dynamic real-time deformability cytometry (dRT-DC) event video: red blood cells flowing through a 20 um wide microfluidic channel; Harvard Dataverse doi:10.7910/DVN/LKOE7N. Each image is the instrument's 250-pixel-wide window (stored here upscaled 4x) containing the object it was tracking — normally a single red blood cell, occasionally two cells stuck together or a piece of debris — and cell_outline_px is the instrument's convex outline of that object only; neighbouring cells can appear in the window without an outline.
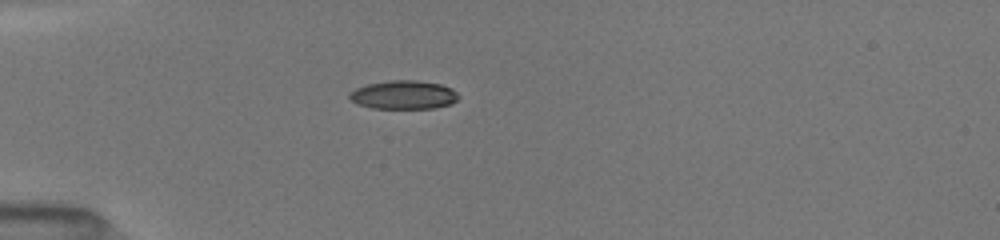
{"species": "common noctule bat (a hibernating species)", "species_latin": "Nyctalus noctula", "temperature_condition": "room temperature", "stored_images_in_passage": 4, "camera_frame_rate_fps": 3000, "um_per_image_px": 0.085, "animal": {"sex": "female", "body_mass_g": 19.5, "forearm_length_mm": 54.1}, "frame": {"image": 1, "passage_image": 1, "time_ms": 0.0, "image_size_px": [1000, 240], "cell_outline_px": [[460, 96], [452, 104], [432, 108], [372, 108], [356, 104], [348, 96], [356, 88], [368, 84], [388, 80], [416, 80], [440, 84], [452, 88]], "centroid_in_image_um": [34.32, 8.06], "position_along_channel_um": 50.7, "area_um2": 18.15}}
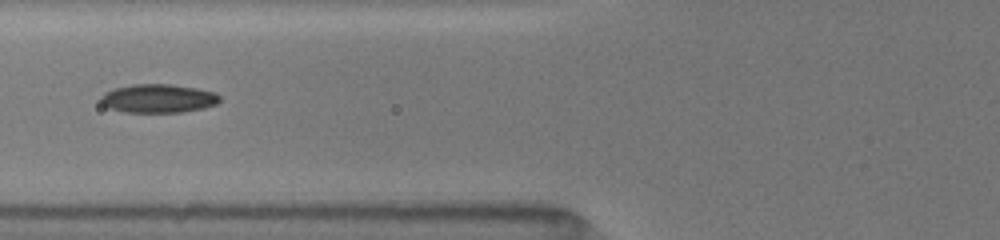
{"frame": {"image": 2, "passage_image": 3, "time_ms": 2.0, "image_size_px": [1000, 240], "cell_outline_px": [[220, 100], [216, 104], [204, 108], [184, 112], [124, 112], [108, 108], [100, 104], [100, 96], [104, 92], [112, 88], [132, 84], [172, 84], [196, 88], [216, 92], [220, 96]], "centroid_in_image_um": [13.41, 8.36], "position_along_channel_um": 112.4, "area_um2": 20.17}}